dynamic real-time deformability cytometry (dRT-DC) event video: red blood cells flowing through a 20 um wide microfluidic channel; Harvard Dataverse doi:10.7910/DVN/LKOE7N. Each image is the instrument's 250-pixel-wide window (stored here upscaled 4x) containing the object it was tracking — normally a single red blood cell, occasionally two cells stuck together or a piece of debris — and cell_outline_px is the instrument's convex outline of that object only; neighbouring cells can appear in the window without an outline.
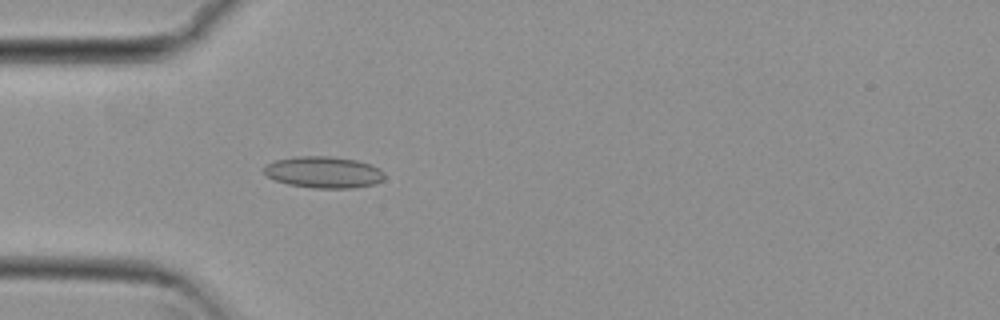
{"species": "common noctule bat (a hibernating species)", "species_latin": "Nyctalus noctula", "temperature_condition": "cold", "stored_images_in_passage": 46, "camera_frame_rate_fps": 3000, "um_per_image_px": 0.085, "animal": {"sex": "female", "body_mass_g": 29.2, "forearm_length_mm": 56.3}, "frame": {"image": 1, "passage_image": 8, "time_ms": 2.333, "image_size_px": [1000, 320], "cell_outline_px": [[384, 180], [376, 184], [356, 188], [312, 188], [288, 184], [276, 180], [268, 176], [260, 168], [264, 164], [272, 160], [292, 156], [332, 156], [356, 160], [372, 164], [380, 168], [384, 172]], "centroid_in_image_um": [27.5, 14.63], "position_along_channel_um": 57.5, "area_um2": 22.72}}
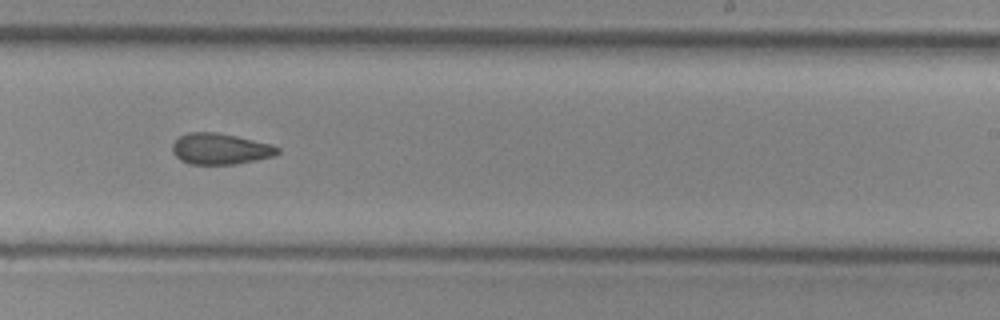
{"frame": {"image": 2, "passage_image": 25, "time_ms": 8.0, "image_size_px": [1000, 320], "cell_outline_px": [[280, 152], [276, 156], [236, 164], [188, 164], [180, 160], [172, 152], [172, 144], [180, 136], [188, 132], [216, 132], [236, 136], [272, 144], [280, 148]], "centroid_in_image_um": [18.74, 12.66], "position_along_channel_um": 270.3, "area_um2": 19.19}}
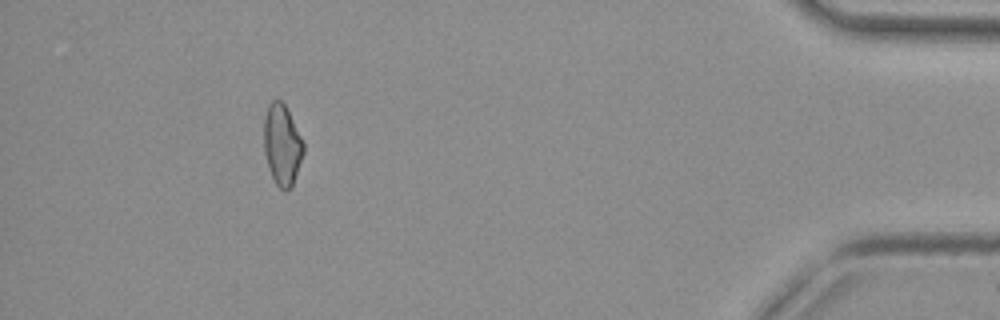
{"frame": {"image": 3, "passage_image": 41, "time_ms": 13.333, "image_size_px": [1000, 320], "cell_outline_px": [[304, 152], [292, 188], [284, 192], [276, 184], [268, 168], [264, 152], [264, 120], [268, 104], [272, 100], [280, 100], [284, 104], [304, 144]], "centroid_in_image_um": [23.97, 12.35], "position_along_channel_um": 411.2, "area_um2": 18.55}, "authors_computed_cell_mechanics": {"area_um2": 19.3919, "velocity_mm_per_s": 3.8309, "shape_relaxation_time_tau1_ms": null, "shape_relaxation_time_tau2_ms": 3.7645, "deformation_change_tau1": null, "deformation_change_tau2": 0.1014}}